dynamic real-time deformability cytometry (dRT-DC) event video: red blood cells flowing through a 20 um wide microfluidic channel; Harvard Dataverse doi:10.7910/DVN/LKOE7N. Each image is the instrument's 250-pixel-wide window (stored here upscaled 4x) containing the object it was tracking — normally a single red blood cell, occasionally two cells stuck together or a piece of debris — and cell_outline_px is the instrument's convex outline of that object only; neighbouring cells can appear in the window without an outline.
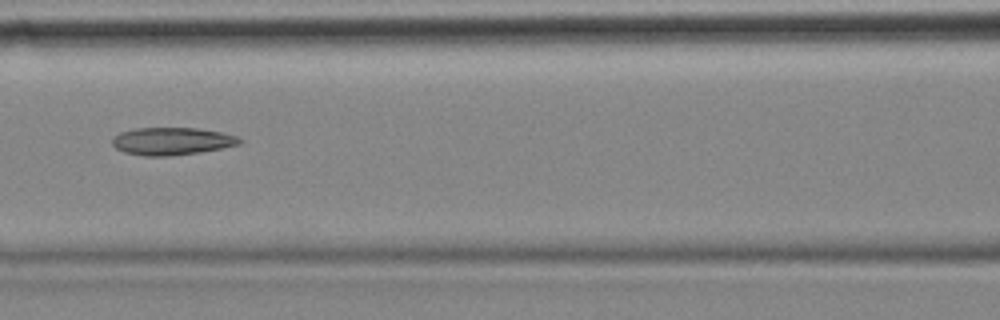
{"species": "common noctule bat (a hibernating species)", "species_latin": "Nyctalus noctula", "temperature_condition": "cold", "stored_images_in_passage": 10, "camera_frame_rate_fps": 3000, "um_per_image_px": 0.085, "animal": {"sex": "female", "body_mass_g": 18.4}, "frame": {"image": 1, "passage_image": 5, "time_ms": 1.333, "image_size_px": [1000, 320], "cell_outline_px": [[244, 140], [240, 144], [200, 152], [168, 156], [144, 156], [124, 152], [116, 148], [112, 144], [112, 136], [120, 132], [136, 128], [196, 128], [220, 132], [240, 136]], "centroid_in_image_um": [14.61, 12.0], "position_along_channel_um": 152.0, "area_um2": 20.52}}
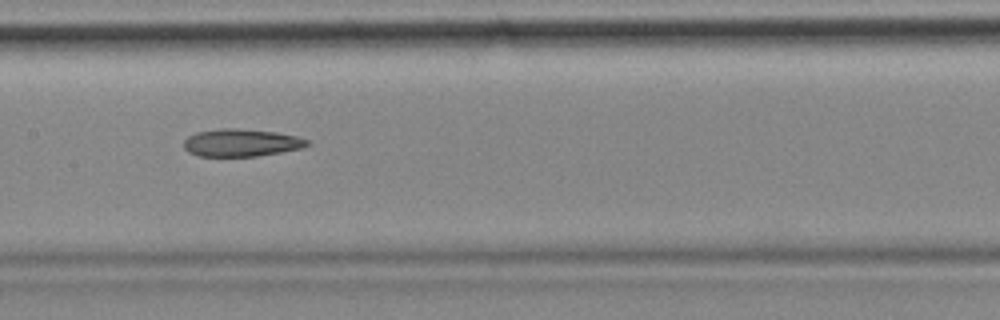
{"frame": {"image": 2, "passage_image": 6, "time_ms": 1.667, "image_size_px": [1000, 320], "cell_outline_px": [[312, 144], [300, 148], [280, 152], [256, 156], [200, 156], [188, 152], [184, 148], [184, 140], [188, 136], [196, 132], [220, 128], [236, 128], [276, 132], [296, 136], [308, 140]], "centroid_in_image_um": [20.49, 12.12], "position_along_channel_um": 186.9, "area_um2": 19.77}}